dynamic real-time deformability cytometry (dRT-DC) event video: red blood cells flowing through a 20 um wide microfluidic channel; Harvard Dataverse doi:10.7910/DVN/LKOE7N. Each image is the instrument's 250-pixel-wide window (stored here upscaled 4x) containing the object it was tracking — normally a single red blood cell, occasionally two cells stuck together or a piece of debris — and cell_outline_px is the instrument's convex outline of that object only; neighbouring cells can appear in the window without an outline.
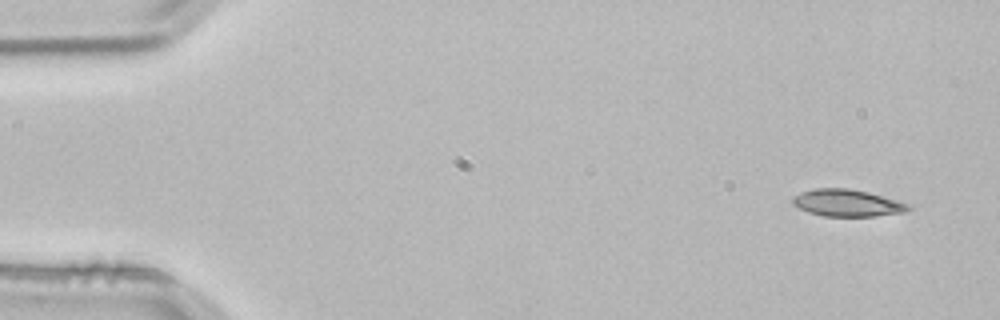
{"species": "common noctule bat (a hibernating species)", "species_latin": "Nyctalus noctula", "temperature_condition": "room temperature", "stored_images_in_passage": 4, "camera_frame_rate_fps": 3000, "um_per_image_px": 0.085, "animal": {"sex": "male", "body_mass_g": 21.5, "forearm_length_mm": 52.0}, "frame": {"image": 1, "passage_image": 1, "time_ms": 0.0, "image_size_px": [1000, 320], "cell_outline_px": [[912, 208], [904, 212], [876, 216], [824, 216], [808, 212], [792, 204], [792, 196], [800, 192], [812, 188], [848, 188], [868, 192], [896, 200], [908, 204]], "centroid_in_image_um": [71.97, 17.24], "position_along_channel_um": 13.0, "area_um2": 18.21}}
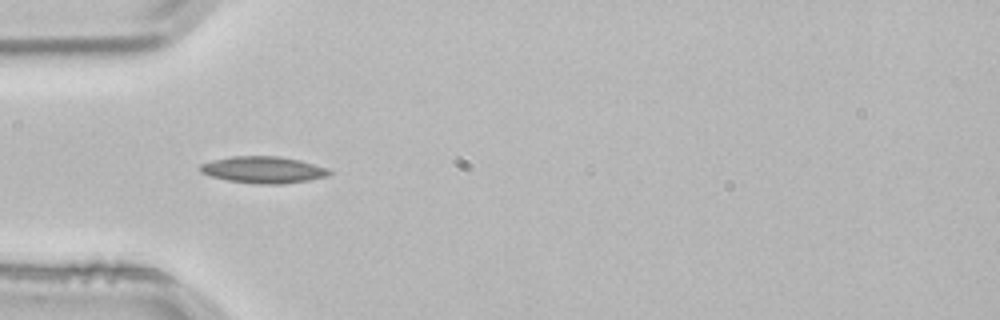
{"frame": {"image": 2, "passage_image": 4, "time_ms": 1.0, "image_size_px": [1000, 320], "cell_outline_px": [[332, 172], [328, 176], [308, 180], [280, 184], [260, 184], [228, 180], [212, 176], [200, 172], [200, 164], [212, 160], [232, 156], [280, 156], [300, 160], [328, 168]], "centroid_in_image_um": [22.4, 14.42], "position_along_channel_um": 62.6, "area_um2": 20.0}}